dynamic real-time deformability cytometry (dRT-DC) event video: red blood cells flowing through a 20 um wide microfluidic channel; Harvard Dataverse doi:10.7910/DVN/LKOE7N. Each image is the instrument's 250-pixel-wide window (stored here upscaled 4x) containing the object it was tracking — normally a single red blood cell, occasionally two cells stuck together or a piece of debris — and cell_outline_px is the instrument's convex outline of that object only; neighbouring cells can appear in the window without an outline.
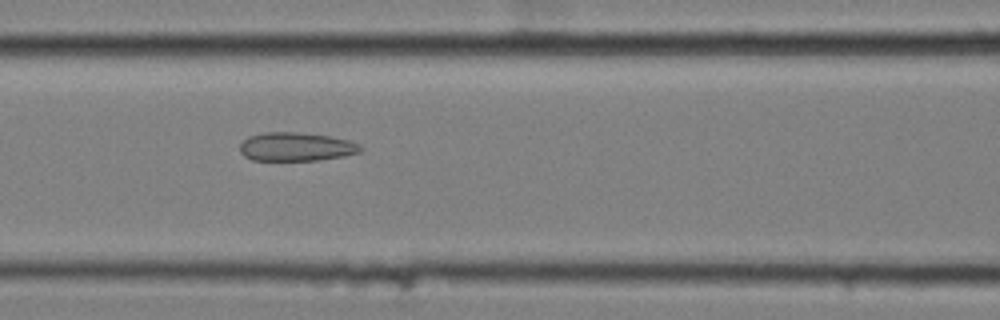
{"species": "common noctule bat (a hibernating species)", "species_latin": "Nyctalus noctula", "temperature_condition": "cold", "stored_images_in_passage": 11, "segment_of_instrument_passage": [1, 2], "camera_frame_rate_fps": 3000, "um_per_image_px": 0.085, "animal": {"sex": "female", "body_mass_g": 25.1}, "frame": {"image": 1, "passage_image": 8, "time_ms": 2.333, "image_size_px": [1000, 320], "cell_outline_px": [[364, 148], [360, 152], [344, 156], [316, 160], [252, 160], [244, 156], [240, 152], [240, 144], [248, 136], [264, 132], [300, 132], [328, 136], [352, 140], [360, 144]], "centroid_in_image_um": [25.19, 12.47], "position_along_channel_um": 141.4, "area_um2": 20.29}}
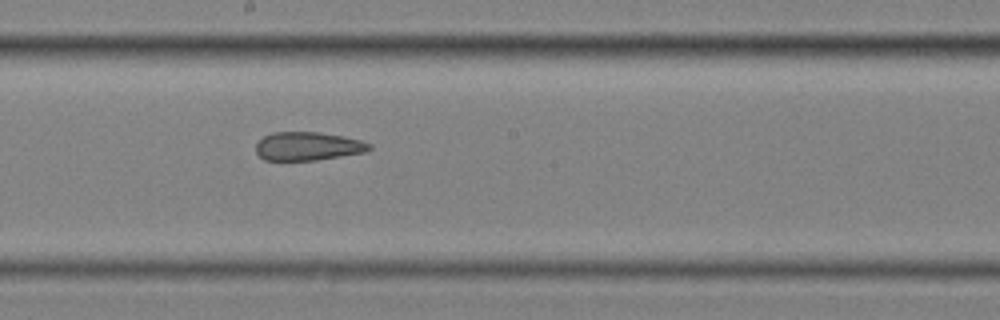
{"frame": {"image": 2, "passage_image": 10, "time_ms": 3.0, "image_size_px": [1000, 320], "cell_outline_px": [[372, 148], [364, 152], [316, 160], [264, 160], [256, 152], [256, 144], [264, 136], [272, 132], [320, 132], [344, 136], [360, 140], [372, 144]], "centroid_in_image_um": [26.17, 12.42], "position_along_channel_um": 222.0, "area_um2": 18.79}}